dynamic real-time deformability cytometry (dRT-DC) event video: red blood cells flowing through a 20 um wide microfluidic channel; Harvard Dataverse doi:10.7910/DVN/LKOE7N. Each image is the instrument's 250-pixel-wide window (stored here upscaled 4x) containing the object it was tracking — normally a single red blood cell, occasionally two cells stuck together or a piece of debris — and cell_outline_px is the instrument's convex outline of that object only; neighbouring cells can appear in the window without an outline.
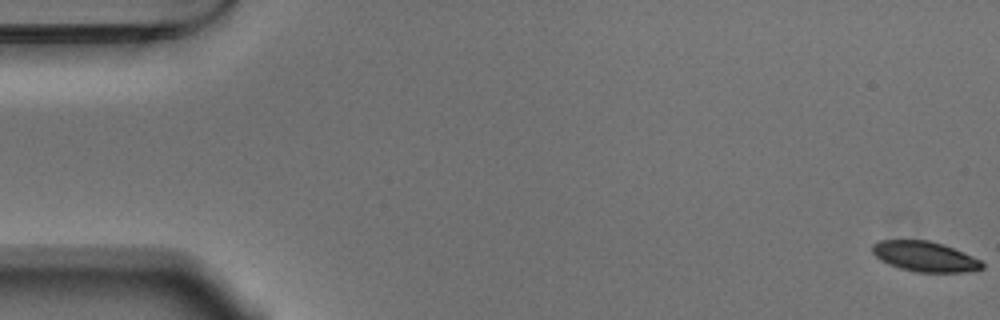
{"species": "Egyptian fruit bat (a non-hibernating species)", "species_latin": "Rousettus aegyptiacus", "temperature_condition": "warm", "stored_images_in_passage": 55, "camera_frame_rate_fps": 3000, "um_per_image_px": 0.085, "animal": {"sex": "male"}, "frame": {"image": 1, "passage_image": 1, "time_ms": 0.0, "image_size_px": [1000, 320], "cell_outline_px": [[984, 268], [964, 272], [916, 272], [900, 268], [888, 264], [880, 260], [872, 252], [872, 244], [880, 240], [928, 240], [944, 244], [972, 256], [980, 260], [984, 264]], "centroid_in_image_um": [78.6, 21.8], "position_along_channel_um": 6.4, "area_um2": 19.31}}
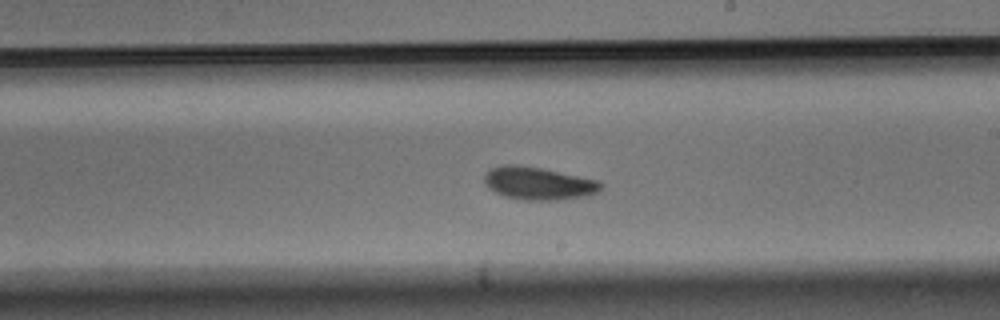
{"frame": {"image": 2, "passage_image": 32, "time_ms": 10.333, "image_size_px": [1000, 320], "cell_outline_px": [[604, 184], [600, 192], [588, 196], [556, 200], [524, 200], [504, 196], [488, 188], [484, 184], [484, 176], [492, 168], [504, 164], [516, 164], [540, 168], [600, 180]], "centroid_in_image_um": [45.81, 15.59], "position_along_channel_um": 243.2, "area_um2": 22.43}}
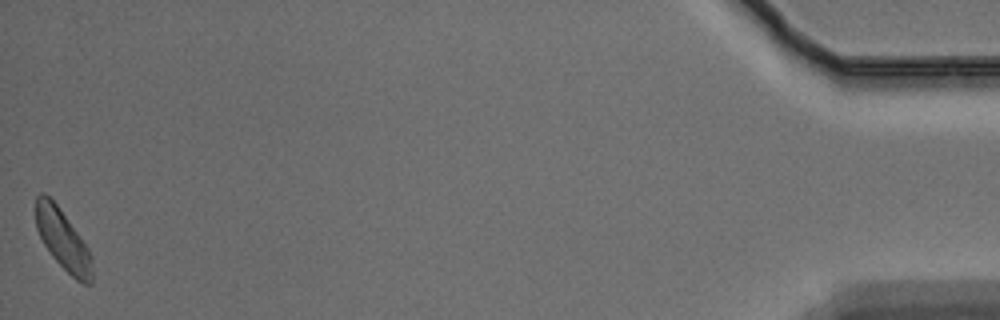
{"frame": {"image": 3, "passage_image": 55, "time_ms": 18.0, "image_size_px": [1000, 320], "cell_outline_px": [[92, 284], [84, 284], [76, 280], [52, 256], [44, 244], [36, 228], [36, 196], [40, 192], [44, 192], [56, 204], [88, 248], [92, 256]], "centroid_in_image_um": [5.35, 20.4], "position_along_channel_um": 429.9, "area_um2": 19.42}, "authors_computed_cell_mechanics": {"area_um2": 20.8658, "velocity_mm_per_s": 3.6959, "shape_relaxation_time_tau1_ms": 2.5866, "shape_relaxation_time_tau2_ms": 4.0819, "deformation_change_tau1": 0.0833, "deformation_change_tau2": 0.0866}}